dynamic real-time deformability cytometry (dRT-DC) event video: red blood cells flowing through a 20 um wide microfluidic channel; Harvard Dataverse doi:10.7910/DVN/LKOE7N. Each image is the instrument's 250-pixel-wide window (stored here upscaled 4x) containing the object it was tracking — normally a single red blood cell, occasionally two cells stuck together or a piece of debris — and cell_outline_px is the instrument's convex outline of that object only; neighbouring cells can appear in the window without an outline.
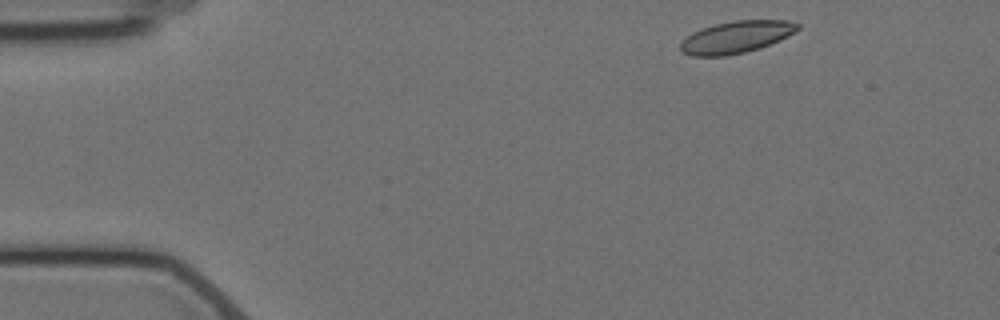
{"species": "Egyptian fruit bat (a non-hibernating species)", "species_latin": "Rousettus aegyptiacus", "temperature_condition": "cold", "stored_images_in_passage": 14, "segment_of_instrument_passage": [1, 2], "camera_frame_rate_fps": 3000, "um_per_image_px": 0.085, "animal": {"sex": "female"}, "frame": {"image": 1, "passage_image": 1, "time_ms": 0.0, "image_size_px": [1000, 320], "cell_outline_px": [[800, 28], [780, 40], [760, 48], [744, 52], [724, 56], [692, 56], [684, 52], [680, 48], [680, 44], [692, 32], [716, 24], [736, 20], [788, 20], [800, 24]], "centroid_in_image_um": [62.61, 3.15], "position_along_channel_um": 22.4, "area_um2": 21.62}}
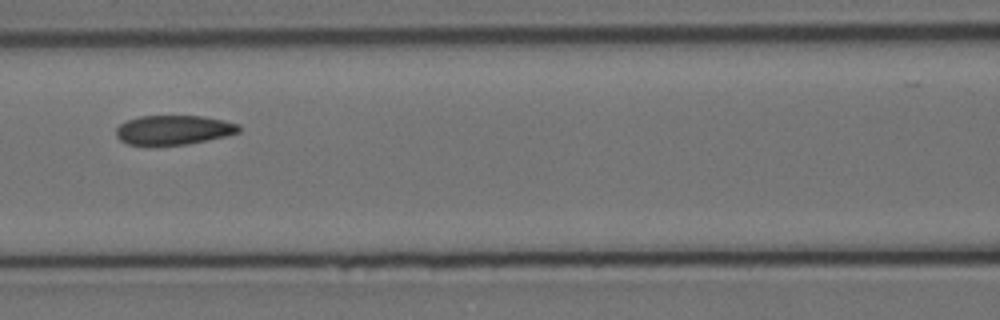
{"frame": {"image": 2, "passage_image": 5, "time_ms": 6.0, "image_size_px": [1000, 320], "cell_outline_px": [[240, 132], [224, 136], [188, 144], [148, 148], [128, 144], [120, 140], [116, 136], [116, 128], [120, 124], [128, 120], [140, 116], [204, 116], [240, 124]], "centroid_in_image_um": [14.7, 11.08], "position_along_channel_um": 151.9, "area_um2": 21.62}}
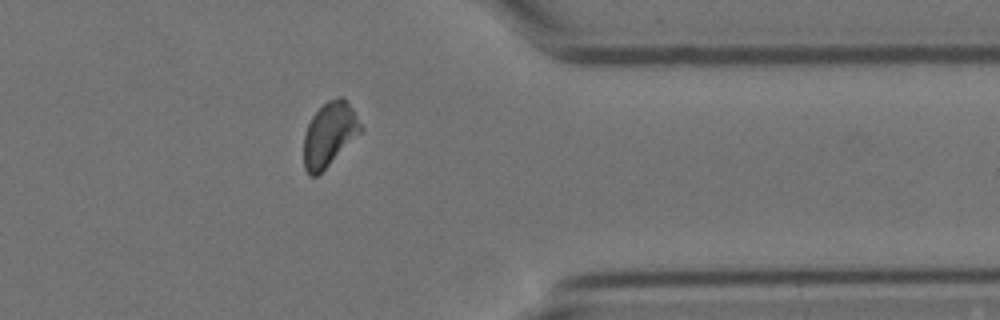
{"frame": {"image": 3, "passage_image": 11, "time_ms": 13.0, "image_size_px": [1000, 320], "cell_outline_px": [[364, 132], [316, 176], [308, 176], [304, 168], [304, 136], [308, 124], [312, 116], [328, 100], [336, 96], [340, 96], [352, 108], [364, 128]], "centroid_in_image_um": [28.02, 11.43], "position_along_channel_um": 383.4, "area_um2": 21.33}}